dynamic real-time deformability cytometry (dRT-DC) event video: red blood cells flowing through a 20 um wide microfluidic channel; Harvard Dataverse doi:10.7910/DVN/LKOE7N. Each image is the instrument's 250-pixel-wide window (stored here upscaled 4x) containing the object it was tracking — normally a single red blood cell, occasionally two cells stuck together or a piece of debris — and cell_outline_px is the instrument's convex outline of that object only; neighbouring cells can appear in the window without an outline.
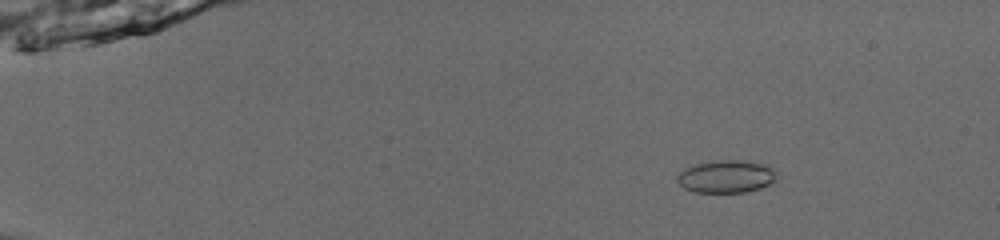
{"species": "common noctule bat (a hibernating species)", "species_latin": "Nyctalus noctula", "temperature_condition": "room temperature", "stored_images_in_passage": 53, "camera_frame_rate_fps": 3000, "um_per_image_px": 0.085, "animal": {"sex": "male", "body_mass_g": 13.0, "forearm_length_mm": 53.1}, "frame": {"image": 1, "passage_image": 9, "time_ms": 2.667, "image_size_px": [1000, 240], "cell_outline_px": [[780, 176], [768, 184], [760, 188], [748, 192], [692, 192], [684, 188], [676, 180], [676, 176], [684, 168], [692, 164], [720, 160], [748, 160], [776, 168]], "centroid_in_image_um": [61.75, 14.99], "position_along_channel_um": 23.2, "area_um2": 19.31}}
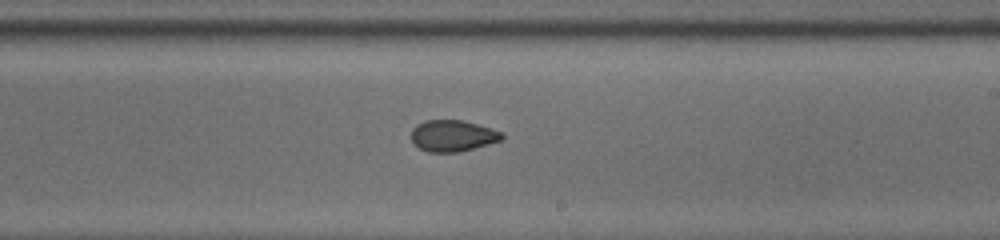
{"frame": {"image": 2, "passage_image": 34, "time_ms": 11.0, "image_size_px": [1000, 240], "cell_outline_px": [[504, 136], [500, 140], [488, 144], [460, 152], [428, 152], [412, 144], [412, 128], [416, 124], [424, 120], [460, 120], [492, 128], [504, 132]], "centroid_in_image_um": [38.46, 11.54], "position_along_channel_um": 250.5, "area_um2": 16.65}}
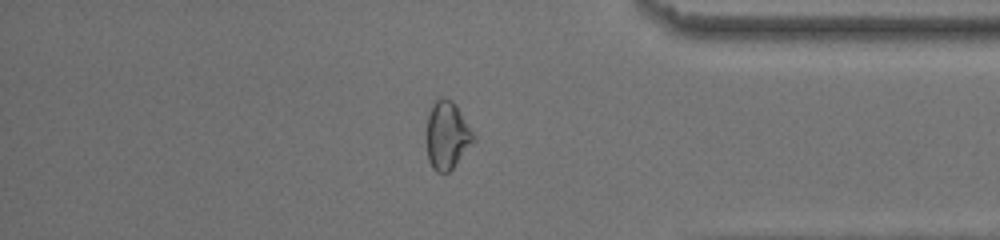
{"frame": {"image": 3, "passage_image": 46, "time_ms": 15.0, "image_size_px": [1000, 240], "cell_outline_px": [[476, 140], [452, 168], [448, 172], [436, 172], [432, 168], [428, 160], [424, 136], [428, 116], [432, 104], [440, 96], [444, 96], [452, 100], [456, 104], [476, 136]], "centroid_in_image_um": [37.97, 11.48], "position_along_channel_um": 397.2, "area_um2": 19.13}, "authors_computed_cell_mechanics": {"area_um2": 18.0914, "velocity_mm_per_s": 3.9831, "shape_relaxation_time_tau1_ms": 3.648, "shape_relaxation_time_tau2_ms": 1.5477, "deformation_change_tau1": 0.0769, "deformation_change_tau2": 0.0572}}